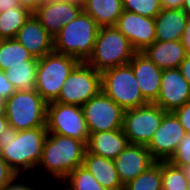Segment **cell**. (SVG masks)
Wrapping results in <instances>:
<instances>
[{
	"mask_svg": "<svg viewBox=\"0 0 190 190\" xmlns=\"http://www.w3.org/2000/svg\"><path fill=\"white\" fill-rule=\"evenodd\" d=\"M47 133L46 127L16 131L9 126L0 135L1 157L22 180L26 178L21 174H31L37 169Z\"/></svg>",
	"mask_w": 190,
	"mask_h": 190,
	"instance_id": "cell-1",
	"label": "cell"
},
{
	"mask_svg": "<svg viewBox=\"0 0 190 190\" xmlns=\"http://www.w3.org/2000/svg\"><path fill=\"white\" fill-rule=\"evenodd\" d=\"M86 144L72 137L47 133L37 169L42 167L62 183L74 169L82 165L87 151Z\"/></svg>",
	"mask_w": 190,
	"mask_h": 190,
	"instance_id": "cell-2",
	"label": "cell"
},
{
	"mask_svg": "<svg viewBox=\"0 0 190 190\" xmlns=\"http://www.w3.org/2000/svg\"><path fill=\"white\" fill-rule=\"evenodd\" d=\"M100 26L82 11L53 37L54 51L85 62L92 54Z\"/></svg>",
	"mask_w": 190,
	"mask_h": 190,
	"instance_id": "cell-3",
	"label": "cell"
},
{
	"mask_svg": "<svg viewBox=\"0 0 190 190\" xmlns=\"http://www.w3.org/2000/svg\"><path fill=\"white\" fill-rule=\"evenodd\" d=\"M137 53L130 41L115 26L100 27L92 54L85 61L96 71L128 64Z\"/></svg>",
	"mask_w": 190,
	"mask_h": 190,
	"instance_id": "cell-4",
	"label": "cell"
},
{
	"mask_svg": "<svg viewBox=\"0 0 190 190\" xmlns=\"http://www.w3.org/2000/svg\"><path fill=\"white\" fill-rule=\"evenodd\" d=\"M47 102L36 91H15L6 100L5 116L16 131L46 127Z\"/></svg>",
	"mask_w": 190,
	"mask_h": 190,
	"instance_id": "cell-5",
	"label": "cell"
},
{
	"mask_svg": "<svg viewBox=\"0 0 190 190\" xmlns=\"http://www.w3.org/2000/svg\"><path fill=\"white\" fill-rule=\"evenodd\" d=\"M79 63L73 56L48 53L38 60L35 90L47 103L56 101L67 77Z\"/></svg>",
	"mask_w": 190,
	"mask_h": 190,
	"instance_id": "cell-6",
	"label": "cell"
},
{
	"mask_svg": "<svg viewBox=\"0 0 190 190\" xmlns=\"http://www.w3.org/2000/svg\"><path fill=\"white\" fill-rule=\"evenodd\" d=\"M101 91L123 110L148 104L141 94L138 81L129 64L103 71L101 73Z\"/></svg>",
	"mask_w": 190,
	"mask_h": 190,
	"instance_id": "cell-7",
	"label": "cell"
},
{
	"mask_svg": "<svg viewBox=\"0 0 190 190\" xmlns=\"http://www.w3.org/2000/svg\"><path fill=\"white\" fill-rule=\"evenodd\" d=\"M101 91V73L80 62L64 82L55 102L83 106Z\"/></svg>",
	"mask_w": 190,
	"mask_h": 190,
	"instance_id": "cell-8",
	"label": "cell"
},
{
	"mask_svg": "<svg viewBox=\"0 0 190 190\" xmlns=\"http://www.w3.org/2000/svg\"><path fill=\"white\" fill-rule=\"evenodd\" d=\"M165 113L154 103L124 110L122 129L129 144L147 146L161 125Z\"/></svg>",
	"mask_w": 190,
	"mask_h": 190,
	"instance_id": "cell-9",
	"label": "cell"
},
{
	"mask_svg": "<svg viewBox=\"0 0 190 190\" xmlns=\"http://www.w3.org/2000/svg\"><path fill=\"white\" fill-rule=\"evenodd\" d=\"M46 128L48 133L72 137L87 142L90 133L82 106L51 102L47 104Z\"/></svg>",
	"mask_w": 190,
	"mask_h": 190,
	"instance_id": "cell-10",
	"label": "cell"
},
{
	"mask_svg": "<svg viewBox=\"0 0 190 190\" xmlns=\"http://www.w3.org/2000/svg\"><path fill=\"white\" fill-rule=\"evenodd\" d=\"M89 133L122 129L124 110L100 91L82 106Z\"/></svg>",
	"mask_w": 190,
	"mask_h": 190,
	"instance_id": "cell-11",
	"label": "cell"
},
{
	"mask_svg": "<svg viewBox=\"0 0 190 190\" xmlns=\"http://www.w3.org/2000/svg\"><path fill=\"white\" fill-rule=\"evenodd\" d=\"M185 134V129L175 113L166 112L147 149L156 162L169 161Z\"/></svg>",
	"mask_w": 190,
	"mask_h": 190,
	"instance_id": "cell-12",
	"label": "cell"
},
{
	"mask_svg": "<svg viewBox=\"0 0 190 190\" xmlns=\"http://www.w3.org/2000/svg\"><path fill=\"white\" fill-rule=\"evenodd\" d=\"M83 11V5L64 0H43L33 12L45 30L55 36Z\"/></svg>",
	"mask_w": 190,
	"mask_h": 190,
	"instance_id": "cell-13",
	"label": "cell"
},
{
	"mask_svg": "<svg viewBox=\"0 0 190 190\" xmlns=\"http://www.w3.org/2000/svg\"><path fill=\"white\" fill-rule=\"evenodd\" d=\"M159 95L154 104L166 112H174L190 101V85L178 68L164 69Z\"/></svg>",
	"mask_w": 190,
	"mask_h": 190,
	"instance_id": "cell-14",
	"label": "cell"
},
{
	"mask_svg": "<svg viewBox=\"0 0 190 190\" xmlns=\"http://www.w3.org/2000/svg\"><path fill=\"white\" fill-rule=\"evenodd\" d=\"M115 27L125 35L137 52H142L155 41L154 18L123 10Z\"/></svg>",
	"mask_w": 190,
	"mask_h": 190,
	"instance_id": "cell-15",
	"label": "cell"
},
{
	"mask_svg": "<svg viewBox=\"0 0 190 190\" xmlns=\"http://www.w3.org/2000/svg\"><path fill=\"white\" fill-rule=\"evenodd\" d=\"M122 185H126L156 163L147 146L129 144L114 159Z\"/></svg>",
	"mask_w": 190,
	"mask_h": 190,
	"instance_id": "cell-16",
	"label": "cell"
},
{
	"mask_svg": "<svg viewBox=\"0 0 190 190\" xmlns=\"http://www.w3.org/2000/svg\"><path fill=\"white\" fill-rule=\"evenodd\" d=\"M14 38L37 59L54 51L53 36L45 30L33 13L24 22Z\"/></svg>",
	"mask_w": 190,
	"mask_h": 190,
	"instance_id": "cell-17",
	"label": "cell"
},
{
	"mask_svg": "<svg viewBox=\"0 0 190 190\" xmlns=\"http://www.w3.org/2000/svg\"><path fill=\"white\" fill-rule=\"evenodd\" d=\"M128 64L134 72L144 99L148 103H154L160 92L162 69L142 52H137Z\"/></svg>",
	"mask_w": 190,
	"mask_h": 190,
	"instance_id": "cell-18",
	"label": "cell"
},
{
	"mask_svg": "<svg viewBox=\"0 0 190 190\" xmlns=\"http://www.w3.org/2000/svg\"><path fill=\"white\" fill-rule=\"evenodd\" d=\"M142 53L162 70L179 68L181 62L187 55L181 40H155L150 46H147Z\"/></svg>",
	"mask_w": 190,
	"mask_h": 190,
	"instance_id": "cell-19",
	"label": "cell"
},
{
	"mask_svg": "<svg viewBox=\"0 0 190 190\" xmlns=\"http://www.w3.org/2000/svg\"><path fill=\"white\" fill-rule=\"evenodd\" d=\"M129 145L123 129L91 133L87 141V152L114 160Z\"/></svg>",
	"mask_w": 190,
	"mask_h": 190,
	"instance_id": "cell-20",
	"label": "cell"
},
{
	"mask_svg": "<svg viewBox=\"0 0 190 190\" xmlns=\"http://www.w3.org/2000/svg\"><path fill=\"white\" fill-rule=\"evenodd\" d=\"M188 16L182 9H162L155 20L156 41L181 40Z\"/></svg>",
	"mask_w": 190,
	"mask_h": 190,
	"instance_id": "cell-21",
	"label": "cell"
},
{
	"mask_svg": "<svg viewBox=\"0 0 190 190\" xmlns=\"http://www.w3.org/2000/svg\"><path fill=\"white\" fill-rule=\"evenodd\" d=\"M82 166L107 190H123L114 160L85 152Z\"/></svg>",
	"mask_w": 190,
	"mask_h": 190,
	"instance_id": "cell-22",
	"label": "cell"
},
{
	"mask_svg": "<svg viewBox=\"0 0 190 190\" xmlns=\"http://www.w3.org/2000/svg\"><path fill=\"white\" fill-rule=\"evenodd\" d=\"M83 11L100 26H115L123 12L122 0H84Z\"/></svg>",
	"mask_w": 190,
	"mask_h": 190,
	"instance_id": "cell-23",
	"label": "cell"
},
{
	"mask_svg": "<svg viewBox=\"0 0 190 190\" xmlns=\"http://www.w3.org/2000/svg\"><path fill=\"white\" fill-rule=\"evenodd\" d=\"M38 60H27V65L10 66L4 71L16 91L35 90Z\"/></svg>",
	"mask_w": 190,
	"mask_h": 190,
	"instance_id": "cell-24",
	"label": "cell"
},
{
	"mask_svg": "<svg viewBox=\"0 0 190 190\" xmlns=\"http://www.w3.org/2000/svg\"><path fill=\"white\" fill-rule=\"evenodd\" d=\"M27 60H39L15 38L0 41V70L6 71L10 66L27 65Z\"/></svg>",
	"mask_w": 190,
	"mask_h": 190,
	"instance_id": "cell-25",
	"label": "cell"
},
{
	"mask_svg": "<svg viewBox=\"0 0 190 190\" xmlns=\"http://www.w3.org/2000/svg\"><path fill=\"white\" fill-rule=\"evenodd\" d=\"M31 14L32 12L22 6L0 12V39L14 38Z\"/></svg>",
	"mask_w": 190,
	"mask_h": 190,
	"instance_id": "cell-26",
	"label": "cell"
},
{
	"mask_svg": "<svg viewBox=\"0 0 190 190\" xmlns=\"http://www.w3.org/2000/svg\"><path fill=\"white\" fill-rule=\"evenodd\" d=\"M123 190H162L161 162L123 186Z\"/></svg>",
	"mask_w": 190,
	"mask_h": 190,
	"instance_id": "cell-27",
	"label": "cell"
},
{
	"mask_svg": "<svg viewBox=\"0 0 190 190\" xmlns=\"http://www.w3.org/2000/svg\"><path fill=\"white\" fill-rule=\"evenodd\" d=\"M68 184L65 190H107L101 186L95 177L84 166H78L63 181Z\"/></svg>",
	"mask_w": 190,
	"mask_h": 190,
	"instance_id": "cell-28",
	"label": "cell"
},
{
	"mask_svg": "<svg viewBox=\"0 0 190 190\" xmlns=\"http://www.w3.org/2000/svg\"><path fill=\"white\" fill-rule=\"evenodd\" d=\"M162 190H187V177L181 167L161 161Z\"/></svg>",
	"mask_w": 190,
	"mask_h": 190,
	"instance_id": "cell-29",
	"label": "cell"
},
{
	"mask_svg": "<svg viewBox=\"0 0 190 190\" xmlns=\"http://www.w3.org/2000/svg\"><path fill=\"white\" fill-rule=\"evenodd\" d=\"M123 10L155 18L163 9L160 0H122Z\"/></svg>",
	"mask_w": 190,
	"mask_h": 190,
	"instance_id": "cell-30",
	"label": "cell"
},
{
	"mask_svg": "<svg viewBox=\"0 0 190 190\" xmlns=\"http://www.w3.org/2000/svg\"><path fill=\"white\" fill-rule=\"evenodd\" d=\"M169 162L181 168L190 164V134L186 133L183 136Z\"/></svg>",
	"mask_w": 190,
	"mask_h": 190,
	"instance_id": "cell-31",
	"label": "cell"
},
{
	"mask_svg": "<svg viewBox=\"0 0 190 190\" xmlns=\"http://www.w3.org/2000/svg\"><path fill=\"white\" fill-rule=\"evenodd\" d=\"M17 173L6 163L0 154V190H9L21 182ZM19 179V181H17Z\"/></svg>",
	"mask_w": 190,
	"mask_h": 190,
	"instance_id": "cell-32",
	"label": "cell"
},
{
	"mask_svg": "<svg viewBox=\"0 0 190 190\" xmlns=\"http://www.w3.org/2000/svg\"><path fill=\"white\" fill-rule=\"evenodd\" d=\"M185 132L190 134V101L174 111Z\"/></svg>",
	"mask_w": 190,
	"mask_h": 190,
	"instance_id": "cell-33",
	"label": "cell"
},
{
	"mask_svg": "<svg viewBox=\"0 0 190 190\" xmlns=\"http://www.w3.org/2000/svg\"><path fill=\"white\" fill-rule=\"evenodd\" d=\"M15 91L12 84L7 80L4 71L0 70V96L7 100Z\"/></svg>",
	"mask_w": 190,
	"mask_h": 190,
	"instance_id": "cell-34",
	"label": "cell"
},
{
	"mask_svg": "<svg viewBox=\"0 0 190 190\" xmlns=\"http://www.w3.org/2000/svg\"><path fill=\"white\" fill-rule=\"evenodd\" d=\"M178 69L190 85V54L186 55Z\"/></svg>",
	"mask_w": 190,
	"mask_h": 190,
	"instance_id": "cell-35",
	"label": "cell"
},
{
	"mask_svg": "<svg viewBox=\"0 0 190 190\" xmlns=\"http://www.w3.org/2000/svg\"><path fill=\"white\" fill-rule=\"evenodd\" d=\"M182 45L185 48L186 54H190V18L187 19V25L181 38Z\"/></svg>",
	"mask_w": 190,
	"mask_h": 190,
	"instance_id": "cell-36",
	"label": "cell"
},
{
	"mask_svg": "<svg viewBox=\"0 0 190 190\" xmlns=\"http://www.w3.org/2000/svg\"><path fill=\"white\" fill-rule=\"evenodd\" d=\"M163 9H181L184 0H160Z\"/></svg>",
	"mask_w": 190,
	"mask_h": 190,
	"instance_id": "cell-37",
	"label": "cell"
},
{
	"mask_svg": "<svg viewBox=\"0 0 190 190\" xmlns=\"http://www.w3.org/2000/svg\"><path fill=\"white\" fill-rule=\"evenodd\" d=\"M20 6L27 8L30 12H34L43 0H17Z\"/></svg>",
	"mask_w": 190,
	"mask_h": 190,
	"instance_id": "cell-38",
	"label": "cell"
},
{
	"mask_svg": "<svg viewBox=\"0 0 190 190\" xmlns=\"http://www.w3.org/2000/svg\"><path fill=\"white\" fill-rule=\"evenodd\" d=\"M20 4L17 0H0V12L10 10V8L19 7Z\"/></svg>",
	"mask_w": 190,
	"mask_h": 190,
	"instance_id": "cell-39",
	"label": "cell"
},
{
	"mask_svg": "<svg viewBox=\"0 0 190 190\" xmlns=\"http://www.w3.org/2000/svg\"><path fill=\"white\" fill-rule=\"evenodd\" d=\"M27 180H28V182L26 183ZM24 181H25V183H24ZM28 183H30L29 179H25V180L23 179L16 186H14L13 188H11L9 190H38L35 187H33V185L31 186Z\"/></svg>",
	"mask_w": 190,
	"mask_h": 190,
	"instance_id": "cell-40",
	"label": "cell"
},
{
	"mask_svg": "<svg viewBox=\"0 0 190 190\" xmlns=\"http://www.w3.org/2000/svg\"><path fill=\"white\" fill-rule=\"evenodd\" d=\"M9 127L5 114H0V135Z\"/></svg>",
	"mask_w": 190,
	"mask_h": 190,
	"instance_id": "cell-41",
	"label": "cell"
},
{
	"mask_svg": "<svg viewBox=\"0 0 190 190\" xmlns=\"http://www.w3.org/2000/svg\"><path fill=\"white\" fill-rule=\"evenodd\" d=\"M182 169L187 177V190H190V164L182 167Z\"/></svg>",
	"mask_w": 190,
	"mask_h": 190,
	"instance_id": "cell-42",
	"label": "cell"
},
{
	"mask_svg": "<svg viewBox=\"0 0 190 190\" xmlns=\"http://www.w3.org/2000/svg\"><path fill=\"white\" fill-rule=\"evenodd\" d=\"M181 9L190 18V0H184L183 6Z\"/></svg>",
	"mask_w": 190,
	"mask_h": 190,
	"instance_id": "cell-43",
	"label": "cell"
},
{
	"mask_svg": "<svg viewBox=\"0 0 190 190\" xmlns=\"http://www.w3.org/2000/svg\"><path fill=\"white\" fill-rule=\"evenodd\" d=\"M6 99L0 96V114H5Z\"/></svg>",
	"mask_w": 190,
	"mask_h": 190,
	"instance_id": "cell-44",
	"label": "cell"
},
{
	"mask_svg": "<svg viewBox=\"0 0 190 190\" xmlns=\"http://www.w3.org/2000/svg\"><path fill=\"white\" fill-rule=\"evenodd\" d=\"M64 1H69V2H73V3H77V4H83L84 0H64Z\"/></svg>",
	"mask_w": 190,
	"mask_h": 190,
	"instance_id": "cell-45",
	"label": "cell"
}]
</instances>
